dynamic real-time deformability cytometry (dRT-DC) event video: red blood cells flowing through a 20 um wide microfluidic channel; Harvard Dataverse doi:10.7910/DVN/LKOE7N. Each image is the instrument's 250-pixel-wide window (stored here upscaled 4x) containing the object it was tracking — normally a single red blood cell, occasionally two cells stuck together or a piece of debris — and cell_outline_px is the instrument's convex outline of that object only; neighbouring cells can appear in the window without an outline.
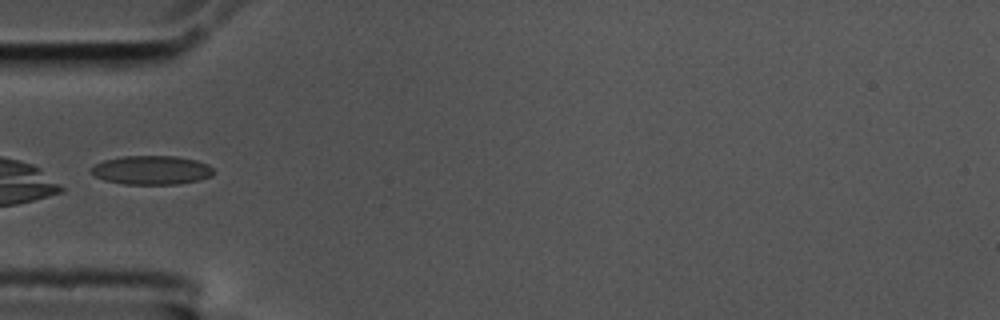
{"species": "common noctule bat (a hibernating species)", "species_latin": "Nyctalus noctula", "temperature_condition": "cold", "stored_images_in_passage": 17, "camera_frame_rate_fps": 3000, "um_per_image_px": 0.085, "animal": {"sex": "male", "body_mass_g": 17.5, "forearm_length_mm": 52.3}, "frame": {"image": 1, "passage_image": 1, "time_ms": 0.0, "image_size_px": [1000, 320], "cell_outline_px": [[216, 172], [212, 176], [200, 180], [176, 184], [124, 184], [104, 180], [88, 172], [96, 164], [104, 160], [124, 156], [176, 156], [196, 160], [208, 164]], "centroid_in_image_um": [12.91, 14.46], "position_along_channel_um": 72.1, "area_um2": 20.69}}